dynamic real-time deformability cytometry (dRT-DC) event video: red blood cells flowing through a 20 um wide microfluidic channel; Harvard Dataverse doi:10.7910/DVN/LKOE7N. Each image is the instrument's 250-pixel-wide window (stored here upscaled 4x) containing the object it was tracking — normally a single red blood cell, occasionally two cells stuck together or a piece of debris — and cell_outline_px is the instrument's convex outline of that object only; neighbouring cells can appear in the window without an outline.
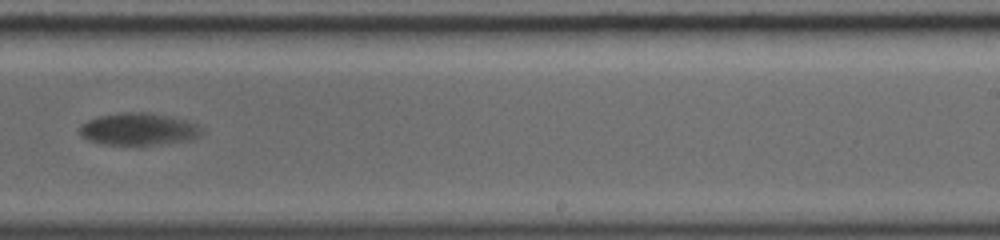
{"species": "common noctule bat (a hibernating species)", "species_latin": "Nyctalus noctula", "temperature_condition": "warm", "stored_images_in_passage": 23, "camera_frame_rate_fps": 5000, "um_per_image_px": 0.085, "animal": {"sex": "female", "body_mass_g": 19.0, "forearm_length_mm": 56.7}, "frame": {"image": 1, "passage_image": 10, "time_ms": 5.2, "image_size_px": [1000, 240], "cell_outline_px": [[200, 136], [188, 140], [152, 144], [104, 144], [88, 140], [80, 136], [80, 128], [88, 120], [100, 116], [124, 112], [148, 112], [172, 116], [196, 124], [200, 128]], "centroid_in_image_um": [11.76, 10.96], "position_along_channel_um": 277.2, "area_um2": 22.43}}